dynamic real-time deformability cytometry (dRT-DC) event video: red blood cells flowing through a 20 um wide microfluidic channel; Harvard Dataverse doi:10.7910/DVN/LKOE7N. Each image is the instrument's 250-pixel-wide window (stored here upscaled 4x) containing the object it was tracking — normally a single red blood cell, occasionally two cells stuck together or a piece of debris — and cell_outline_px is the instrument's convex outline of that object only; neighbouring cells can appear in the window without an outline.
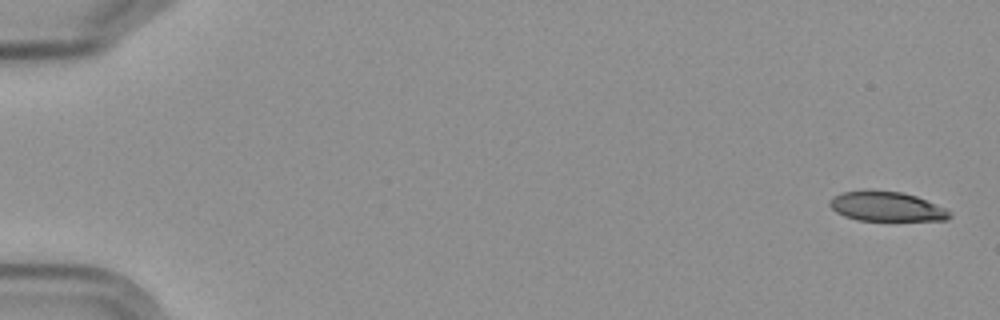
{"species": "Egyptian fruit bat (a non-hibernating species)", "species_latin": "Rousettus aegyptiacus", "temperature_condition": "cold", "stored_images_in_passage": 5, "camera_frame_rate_fps": 3000, "um_per_image_px": 0.085, "frame": {"image": 1, "passage_image": 1, "time_ms": 0.0, "image_size_px": [1000, 320], "cell_outline_px": [[952, 216], [948, 220], [856, 220], [844, 216], [836, 212], [828, 204], [828, 200], [832, 196], [844, 192], [868, 188], [900, 192], [916, 196], [944, 208]], "centroid_in_image_um": [75.27, 17.53], "position_along_channel_um": 9.7, "area_um2": 20.87}}
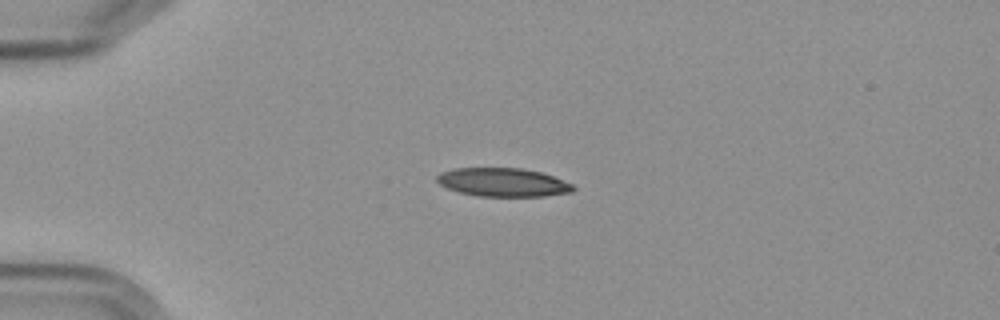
{"frame": {"image": 2, "passage_image": 4, "time_ms": 4.333, "image_size_px": [1000, 320], "cell_outline_px": [[576, 188], [572, 192], [544, 196], [476, 196], [460, 192], [448, 188], [440, 184], [436, 180], [436, 176], [440, 172], [456, 168], [520, 168], [540, 172], [552, 176], [572, 184]], "centroid_in_image_um": [42.74, 15.49], "position_along_channel_um": 42.3, "area_um2": 22.54}}